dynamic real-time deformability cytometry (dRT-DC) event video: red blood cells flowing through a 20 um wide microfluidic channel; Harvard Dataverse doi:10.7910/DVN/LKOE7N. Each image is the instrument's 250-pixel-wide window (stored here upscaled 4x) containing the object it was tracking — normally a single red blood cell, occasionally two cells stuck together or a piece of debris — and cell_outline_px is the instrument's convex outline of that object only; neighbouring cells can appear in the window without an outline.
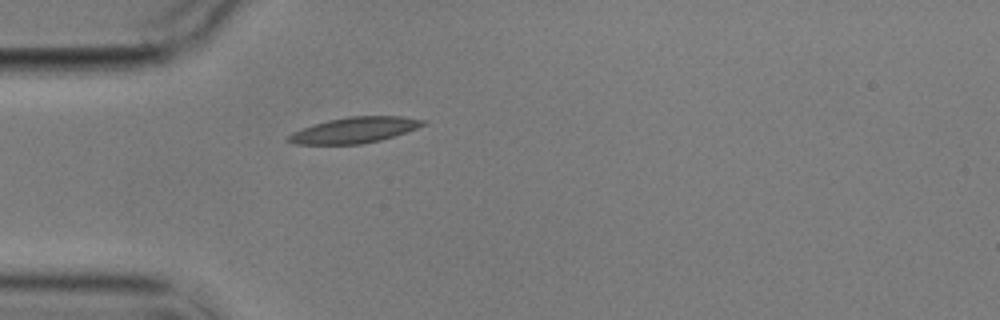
{"species": "common noctule bat (a hibernating species)", "species_latin": "Nyctalus noctula", "temperature_condition": "cold", "stored_images_in_passage": 1, "camera_frame_rate_fps": 3000, "um_per_image_px": 0.085, "animal": {"sex": "male", "body_mass_g": 17.9}, "frame": {"image": 1, "passage_image": 1, "time_ms": 0.0, "image_size_px": [1000, 320], "cell_outline_px": [[424, 124], [416, 128], [380, 140], [360, 144], [296, 144], [284, 140], [292, 132], [328, 120], [348, 116], [400, 116], [424, 120]], "centroid_in_image_um": [30.08, 11.06], "position_along_channel_um": 54.9, "area_um2": 19.83}}